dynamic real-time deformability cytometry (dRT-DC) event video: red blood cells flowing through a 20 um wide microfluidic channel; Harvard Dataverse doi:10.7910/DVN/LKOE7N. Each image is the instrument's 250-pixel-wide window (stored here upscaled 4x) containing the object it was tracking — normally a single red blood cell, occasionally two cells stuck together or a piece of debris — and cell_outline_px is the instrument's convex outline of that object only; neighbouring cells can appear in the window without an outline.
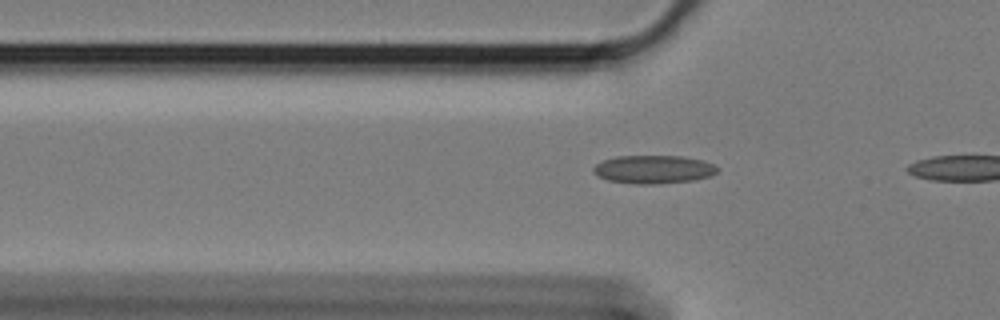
{"species": "Egyptian fruit bat (a non-hibernating species)", "species_latin": "Rousettus aegyptiacus", "temperature_condition": "cold", "stored_images_in_passage": 8, "camera_frame_rate_fps": 3000, "um_per_image_px": 0.085, "animal": {"sex": "female"}, "frame": {"image": 1, "passage_image": 6, "time_ms": 1.667, "image_size_px": [1000, 320], "cell_outline_px": [[720, 168], [716, 172], [708, 176], [692, 180], [656, 184], [636, 184], [608, 180], [596, 176], [592, 168], [596, 164], [604, 160], [616, 156], [680, 156], [700, 160], [716, 164]], "centroid_in_image_um": [55.53, 14.39], "position_along_channel_um": 70.3, "area_um2": 20.35}}